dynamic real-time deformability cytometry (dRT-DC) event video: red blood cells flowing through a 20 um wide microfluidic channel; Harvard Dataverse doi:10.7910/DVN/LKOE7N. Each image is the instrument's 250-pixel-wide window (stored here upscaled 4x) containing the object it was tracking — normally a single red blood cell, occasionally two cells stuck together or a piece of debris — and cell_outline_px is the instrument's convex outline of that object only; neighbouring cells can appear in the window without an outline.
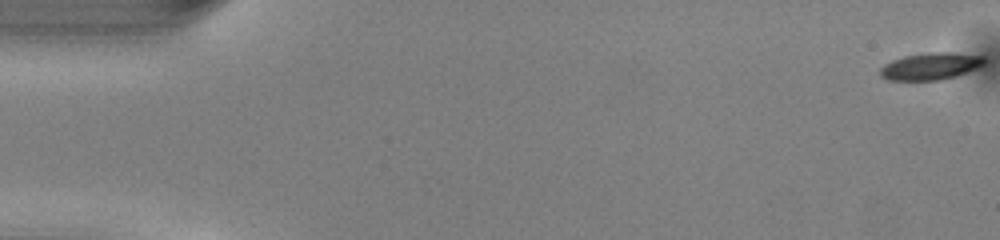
{"species": "common noctule bat (a hibernating species)", "species_latin": "Nyctalus noctula", "temperature_condition": "warm", "stored_images_in_passage": 51, "camera_frame_rate_fps": 3000, "um_per_image_px": 0.085, "animal": {"sex": "male", "body_mass_g": 13.0, "forearm_length_mm": 53.1}, "frame": {"image": 1, "passage_image": 1, "time_ms": 0.0, "image_size_px": [1000, 240], "cell_outline_px": [[984, 64], [976, 68], [956, 76], [940, 80], [888, 80], [880, 76], [880, 68], [884, 64], [892, 60], [904, 56], [928, 52], [948, 52], [984, 56]], "centroid_in_image_um": [79.07, 5.63], "position_along_channel_um": 5.9, "area_um2": 16.36}}
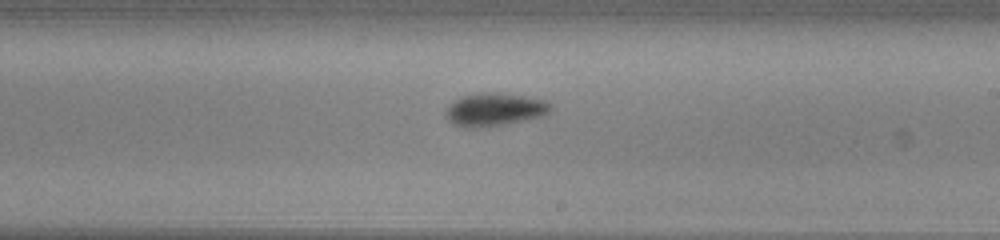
{"frame": {"image": 2, "passage_image": 30, "time_ms": 9.667, "image_size_px": [1000, 240], "cell_outline_px": [[552, 108], [544, 116], [528, 120], [488, 128], [468, 128], [452, 124], [444, 116], [444, 112], [460, 96], [480, 92], [496, 92], [524, 96], [548, 100], [552, 104]], "centroid_in_image_um": [42.06, 9.33], "position_along_channel_um": 246.9, "area_um2": 20.75}}
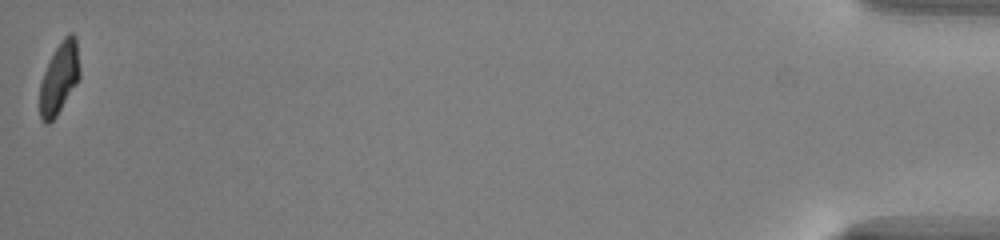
{"frame": {"image": 3, "passage_image": 51, "time_ms": 16.667, "image_size_px": [1000, 240], "cell_outline_px": [[80, 76], [56, 116], [48, 124], [44, 124], [40, 120], [40, 84], [44, 72], [60, 40], [68, 32], [72, 32], [76, 36], [80, 68]], "centroid_in_image_um": [5.04, 6.61], "position_along_channel_um": 430.2, "area_um2": 16.47}, "authors_computed_cell_mechanics": {"area_um2": 18.1492, "velocity_mm_per_s": 4.0877, "shape_relaxation_time_tau1_ms": 2.2076, "shape_relaxation_time_tau2_ms": 4.3791, "deformation_change_tau1": 0.1151, "deformation_change_tau2": 0.1012}}